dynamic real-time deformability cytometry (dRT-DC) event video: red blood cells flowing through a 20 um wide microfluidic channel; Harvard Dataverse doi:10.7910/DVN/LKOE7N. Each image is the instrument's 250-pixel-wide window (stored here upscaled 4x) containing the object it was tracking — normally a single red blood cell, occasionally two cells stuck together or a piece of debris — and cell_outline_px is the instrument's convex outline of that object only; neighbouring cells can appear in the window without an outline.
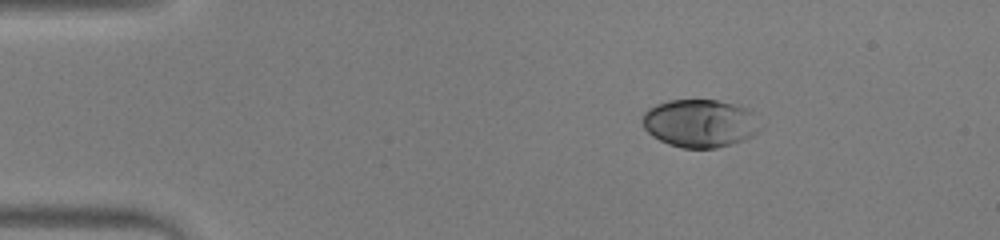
{"species": "human", "species_latin": "Homo sapiens", "temperature_condition": "warm", "stored_images_in_passage": 45, "camera_frame_rate_fps": 3000, "um_per_image_px": 0.085, "donor": {"sex": "male"}, "frame": {"image": 1, "passage_image": 1, "time_ms": 0.0, "image_size_px": [1000, 240], "cell_outline_px": [[760, 132], [752, 136], [732, 144], [716, 148], [680, 148], [668, 144], [652, 136], [644, 128], [644, 112], [648, 108], [656, 104], [668, 100], [716, 100], [736, 104], [748, 108], [752, 112]], "centroid_in_image_um": [59.48, 10.48], "position_along_channel_um": 25.5, "area_um2": 32.83}}
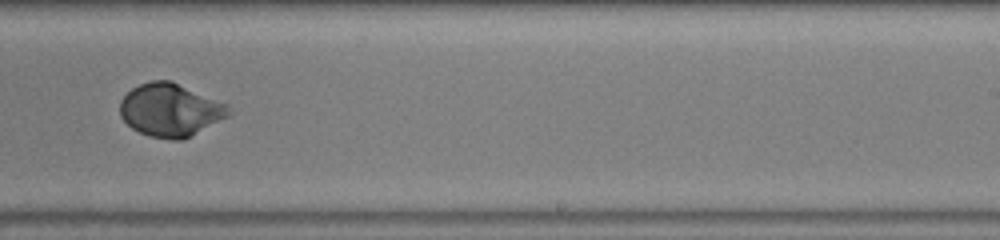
{"frame": {"image": 2, "passage_image": 26, "time_ms": 8.333, "image_size_px": [1000, 240], "cell_outline_px": [[232, 112], [228, 116], [184, 140], [172, 140], [148, 136], [132, 128], [120, 116], [120, 100], [132, 88], [140, 84], [152, 80], [172, 80], [228, 104]], "centroid_in_image_um": [14.49, 9.35], "position_along_channel_um": 274.5, "area_um2": 33.76}}
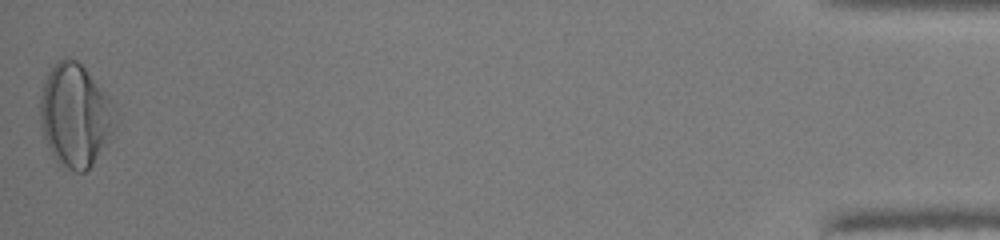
{"frame": {"image": 3, "passage_image": 45, "time_ms": 14.667, "image_size_px": [1000, 240], "cell_outline_px": [[120, 112], [112, 132], [92, 164], [84, 172], [76, 172], [60, 164], [52, 156], [44, 136], [40, 120], [40, 96], [44, 80], [48, 72], [56, 60], [68, 56], [76, 60], [84, 68], [108, 96]], "centroid_in_image_um": [6.39, 9.77], "position_along_channel_um": 428.8, "area_um2": 45.03}, "authors_computed_cell_mechanics": {"area_um2": 32.368, "velocity_mm_per_s": 3.9258, "shape_relaxation_time_tau1_ms": 2.7367, "shape_relaxation_time_tau2_ms": null, "deformation_change_tau1": 0.183, "deformation_change_tau2": null}}